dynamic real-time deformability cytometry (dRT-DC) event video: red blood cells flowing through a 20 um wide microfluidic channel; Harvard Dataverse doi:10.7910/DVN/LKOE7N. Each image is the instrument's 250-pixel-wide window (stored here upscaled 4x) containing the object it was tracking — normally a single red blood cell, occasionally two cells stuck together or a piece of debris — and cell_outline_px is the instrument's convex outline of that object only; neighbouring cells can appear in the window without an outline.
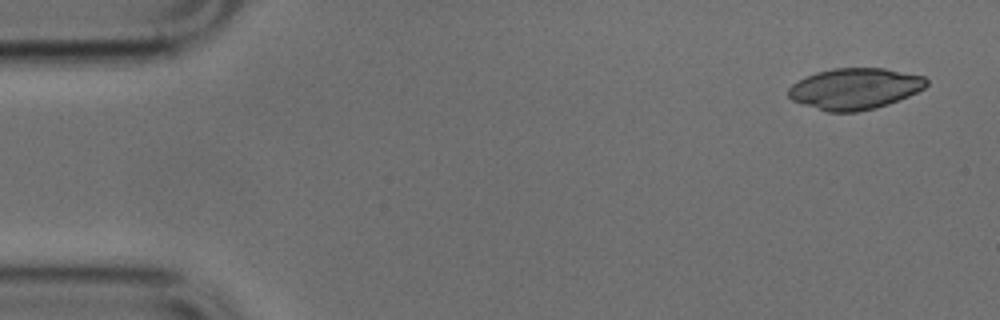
{"species": "common noctule bat (a hibernating species)", "species_latin": "Nyctalus noctula", "temperature_condition": "cold", "stored_images_in_passage": 48, "camera_frame_rate_fps": 3000, "um_per_image_px": 0.085, "animal": {"sex": "male", "body_mass_g": 17.9, "forearm_length_mm": 54.2}, "frame": {"image": 1, "passage_image": 1, "time_ms": 0.0, "image_size_px": [1000, 320], "cell_outline_px": [[928, 84], [924, 88], [908, 96], [888, 104], [876, 108], [856, 112], [828, 112], [792, 100], [788, 96], [788, 88], [792, 84], [816, 72], [832, 68], [884, 68], [924, 76], [928, 80]], "centroid_in_image_um": [72.67, 7.54], "position_along_channel_um": 12.3, "area_um2": 33.0}}